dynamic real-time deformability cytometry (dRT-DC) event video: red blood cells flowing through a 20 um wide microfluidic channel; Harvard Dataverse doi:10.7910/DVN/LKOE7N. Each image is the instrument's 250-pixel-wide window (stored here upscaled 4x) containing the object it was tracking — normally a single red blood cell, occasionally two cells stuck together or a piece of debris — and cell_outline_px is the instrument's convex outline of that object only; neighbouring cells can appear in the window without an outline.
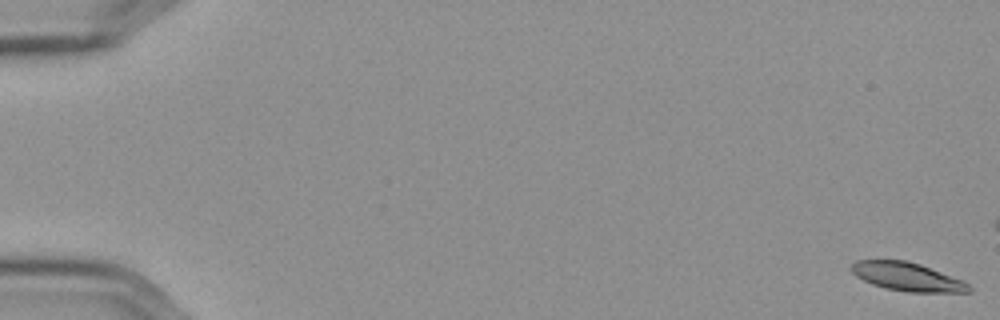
{"species": "Egyptian fruit bat (a non-hibernating species)", "species_latin": "Rousettus aegyptiacus", "temperature_condition": "cold", "stored_images_in_passage": 18, "camera_frame_rate_fps": 3000, "um_per_image_px": 0.085, "frame": {"image": 1, "passage_image": 1, "time_ms": 0.0, "image_size_px": [1000, 320], "cell_outline_px": [[972, 292], [908, 292], [888, 288], [872, 284], [856, 276], [848, 268], [856, 260], [904, 260], [920, 264], [964, 280], [972, 288]], "centroid_in_image_um": [77.13, 23.52], "position_along_channel_um": 7.9, "area_um2": 19.48}}